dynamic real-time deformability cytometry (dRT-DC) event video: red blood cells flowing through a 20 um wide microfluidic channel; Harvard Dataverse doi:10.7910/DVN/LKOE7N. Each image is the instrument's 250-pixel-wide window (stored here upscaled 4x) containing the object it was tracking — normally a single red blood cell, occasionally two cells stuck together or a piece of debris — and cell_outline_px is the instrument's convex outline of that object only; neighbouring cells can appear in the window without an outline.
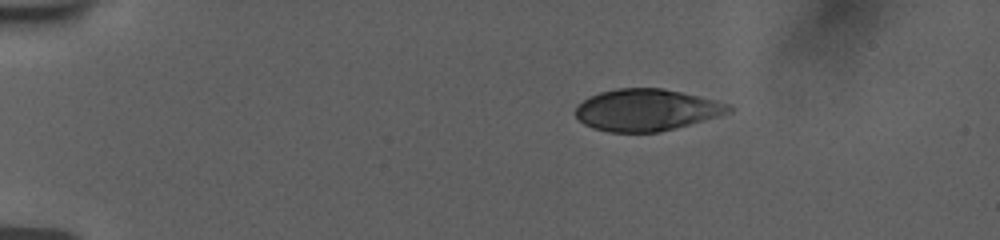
{"species": "human", "species_latin": "Homo sapiens", "temperature_condition": "room temperature", "stored_images_in_passage": 15, "camera_frame_rate_fps": 3000, "um_per_image_px": 0.085, "donor": {"sex": "female"}, "frame": {"image": 1, "passage_image": 1, "time_ms": 0.0, "image_size_px": [1000, 240], "cell_outline_px": [[732, 112], [660, 132], [608, 132], [592, 128], [584, 124], [576, 116], [576, 108], [588, 96], [600, 92], [616, 88], [664, 88], [732, 104]], "centroid_in_image_um": [54.95, 9.34], "position_along_channel_um": 30.0, "area_um2": 37.22}}
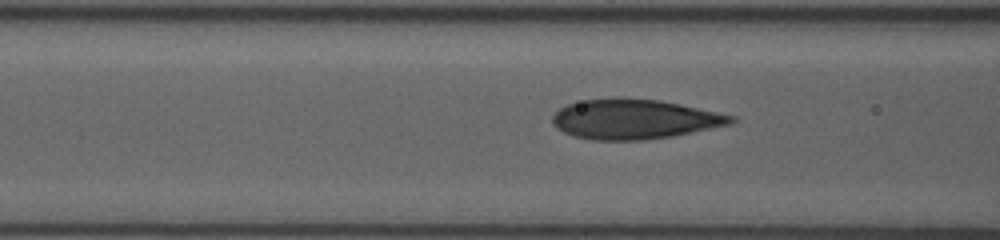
{"frame": {"image": 2, "passage_image": 11, "time_ms": 4.333, "image_size_px": [1000, 240], "cell_outline_px": [[736, 120], [732, 124], [672, 136], [644, 140], [592, 140], [572, 136], [556, 128], [552, 120], [552, 116], [560, 108], [568, 104], [584, 100], [616, 96], [624, 96], [660, 100], [680, 104], [736, 116]], "centroid_in_image_um": [53.91, 10.11], "position_along_channel_um": 112.7, "area_um2": 41.85}}
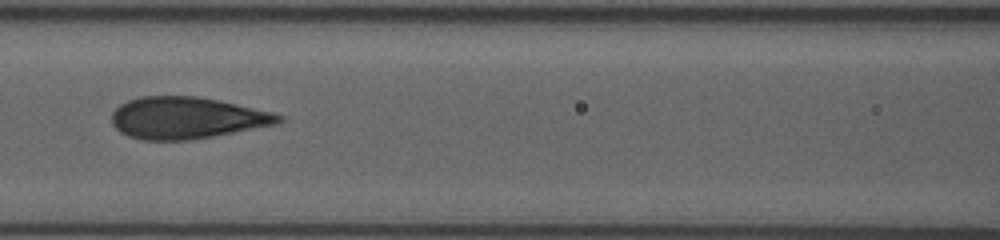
{"frame": {"image": 3, "passage_image": 13, "time_ms": 5.333, "image_size_px": [1000, 240], "cell_outline_px": [[284, 120], [276, 124], [192, 140], [144, 140], [128, 136], [120, 132], [112, 124], [112, 112], [120, 104], [128, 100], [140, 96], [196, 96], [216, 100], [272, 112], [284, 116]], "centroid_in_image_um": [15.83, 10.02], "position_along_channel_um": 150.8, "area_um2": 40.4}}